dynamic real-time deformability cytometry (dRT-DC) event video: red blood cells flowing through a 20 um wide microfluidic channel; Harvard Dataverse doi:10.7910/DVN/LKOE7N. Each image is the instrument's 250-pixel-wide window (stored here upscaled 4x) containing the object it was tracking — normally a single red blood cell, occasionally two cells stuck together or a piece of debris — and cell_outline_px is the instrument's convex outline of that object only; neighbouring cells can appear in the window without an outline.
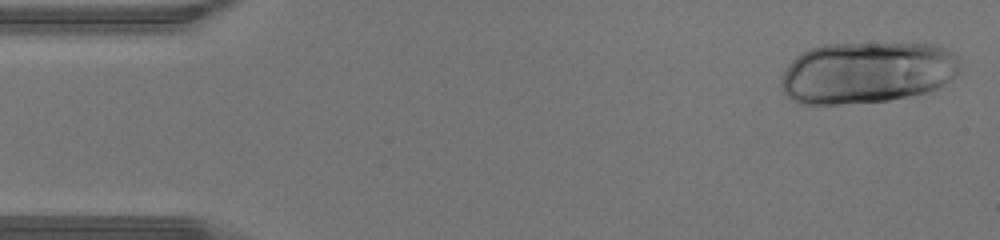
{"species": "human", "species_latin": "Homo sapiens", "temperature_condition": "warm", "stored_images_in_passage": 43, "camera_frame_rate_fps": 3000, "um_per_image_px": 0.085, "donor": {"sex": "male"}, "frame": {"image": 1, "passage_image": 1, "time_ms": 0.0, "image_size_px": [1000, 240], "cell_outline_px": [[960, 64], [956, 72], [944, 84], [936, 88], [924, 92], [908, 96], [888, 100], [840, 104], [800, 104], [792, 100], [780, 88], [780, 76], [792, 60], [796, 56], [812, 48], [824, 44], [936, 44], [952, 52], [960, 60]], "centroid_in_image_um": [73.64, 6.17], "position_along_channel_um": 11.4, "area_um2": 64.04}}
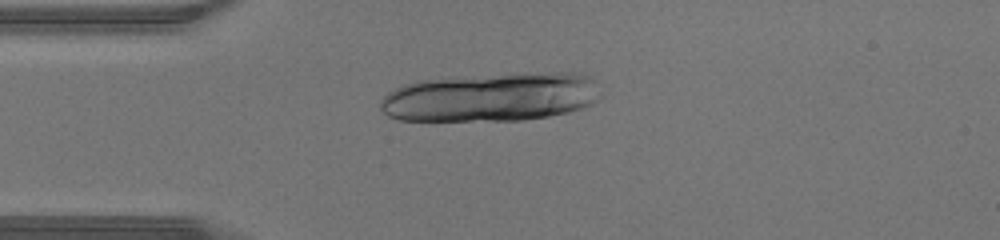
{"frame": {"image": 2, "passage_image": 10, "time_ms": 3.0, "image_size_px": [1000, 240], "cell_outline_px": [[600, 96], [592, 104], [568, 112], [548, 116], [524, 120], [400, 120], [388, 116], [380, 108], [380, 100], [388, 92], [404, 84], [416, 80], [556, 72], [572, 72], [588, 76], [592, 80]], "centroid_in_image_um": [41.71, 8.27], "position_along_channel_um": 43.3, "area_um2": 61.73}}
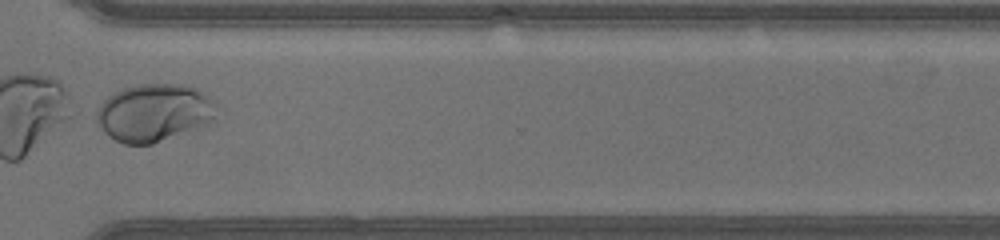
{"frame": {"image": 3, "passage_image": 32, "time_ms": 10.333, "image_size_px": [1000, 240], "cell_outline_px": [[216, 104], [212, 120], [152, 144], [124, 144], [108, 136], [104, 132], [96, 120], [96, 112], [100, 104], [112, 92], [120, 88], [136, 84], [184, 84], [196, 88], [216, 100]], "centroid_in_image_um": [13.03, 9.54], "position_along_channel_um": 357.6, "area_um2": 40.0}}